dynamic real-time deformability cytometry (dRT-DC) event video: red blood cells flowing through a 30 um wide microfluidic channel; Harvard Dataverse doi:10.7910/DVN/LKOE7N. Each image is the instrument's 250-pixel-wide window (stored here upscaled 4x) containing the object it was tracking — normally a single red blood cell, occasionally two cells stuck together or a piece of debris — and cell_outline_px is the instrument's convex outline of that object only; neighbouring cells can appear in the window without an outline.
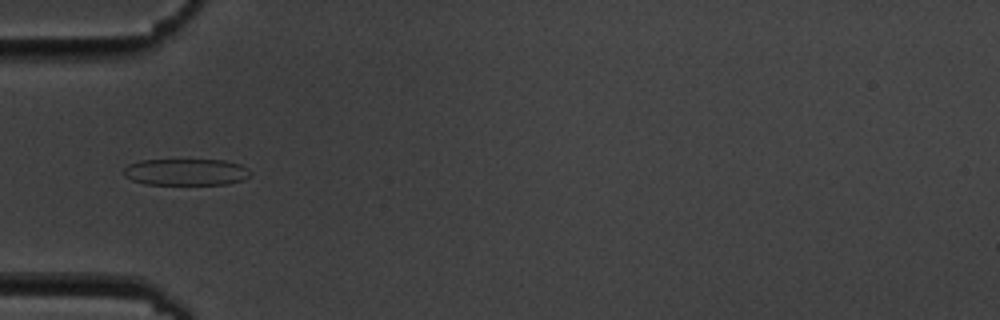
{"species": "common noctule bat (a hibernating species)", "species_latin": "Nyctalus noctula", "temperature_condition": "cold", "stored_images_in_passage": 8, "camera_frame_rate_fps": 3000, "um_per_image_px": 0.085, "animal": {"sex": "male", "body_mass_g": 19.5, "forearm_length_mm": 54.6}, "frame": {"image": 1, "passage_image": 7, "time_ms": 7.0, "image_size_px": [1000, 320], "cell_outline_px": [[252, 172], [244, 180], [228, 184], [144, 184], [132, 180], [124, 176], [124, 168], [128, 164], [140, 160], [224, 160], [240, 164], [248, 168]], "centroid_in_image_um": [15.82, 14.62], "position_along_channel_um": 69.2, "area_um2": 19.77}}